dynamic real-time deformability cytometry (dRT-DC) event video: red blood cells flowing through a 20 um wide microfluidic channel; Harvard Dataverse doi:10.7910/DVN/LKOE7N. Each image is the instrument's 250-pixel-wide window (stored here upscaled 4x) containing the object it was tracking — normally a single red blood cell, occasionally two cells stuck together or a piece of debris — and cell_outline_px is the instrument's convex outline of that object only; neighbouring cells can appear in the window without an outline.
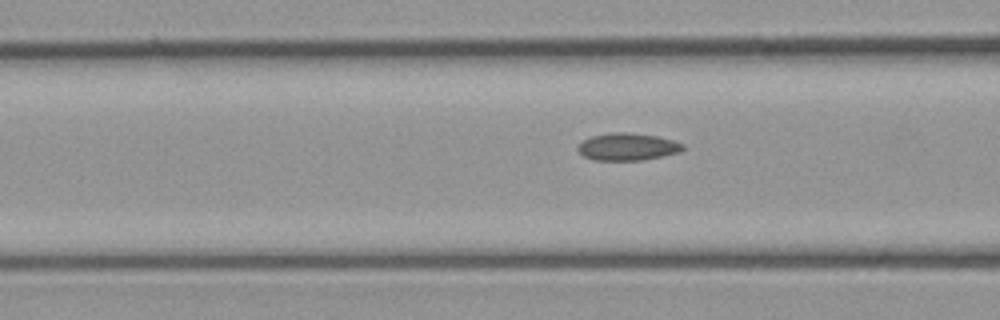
{"species": "common noctule bat (a hibernating species)", "species_latin": "Nyctalus noctula", "temperature_condition": "cold", "stored_images_in_passage": 17, "camera_frame_rate_fps": 3000, "um_per_image_px": 0.085, "animal": {"sex": "male", "body_mass_g": 23.1, "forearm_length_mm": 52.7}, "frame": {"image": 1, "passage_image": 4, "time_ms": 1.0, "image_size_px": [1000, 320], "cell_outline_px": [[684, 148], [680, 152], [640, 160], [596, 160], [584, 156], [576, 148], [584, 140], [592, 136], [608, 132], [628, 132], [656, 136], [672, 140], [684, 144]], "centroid_in_image_um": [53.33, 12.46], "position_along_channel_um": 113.3, "area_um2": 16.53}}
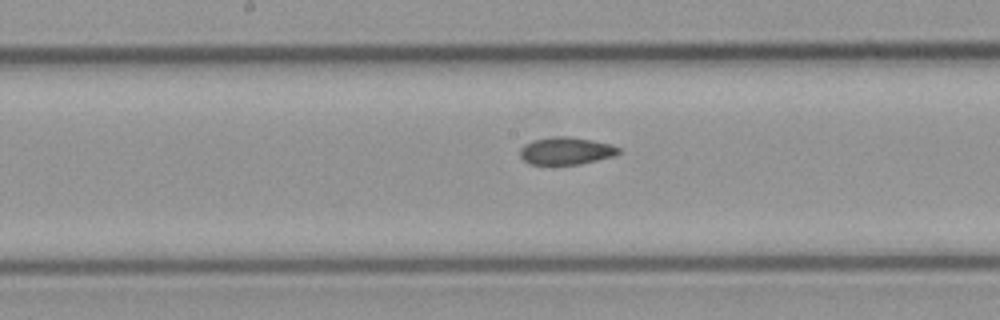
{"frame": {"image": 2, "passage_image": 11, "time_ms": 3.333, "image_size_px": [1000, 320], "cell_outline_px": [[620, 152], [612, 156], [580, 164], [528, 164], [520, 156], [520, 148], [524, 144], [532, 140], [556, 136], [568, 136], [592, 140], [612, 144], [620, 148]], "centroid_in_image_um": [48.09, 12.81], "position_along_channel_um": 200.1, "area_um2": 15.72}}
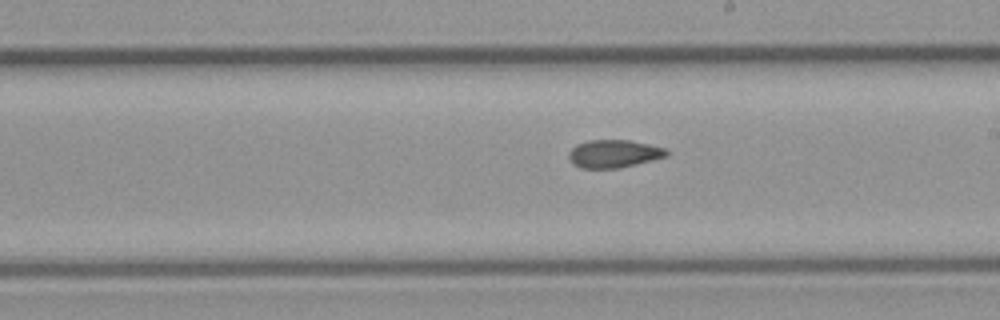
{"frame": {"image": 3, "passage_image": 14, "time_ms": 4.333, "image_size_px": [1000, 320], "cell_outline_px": [[668, 156], [620, 168], [580, 168], [568, 156], [568, 152], [576, 144], [588, 140], [628, 140], [668, 148]], "centroid_in_image_um": [52.2, 13.06], "position_along_channel_um": 236.8, "area_um2": 15.84}}